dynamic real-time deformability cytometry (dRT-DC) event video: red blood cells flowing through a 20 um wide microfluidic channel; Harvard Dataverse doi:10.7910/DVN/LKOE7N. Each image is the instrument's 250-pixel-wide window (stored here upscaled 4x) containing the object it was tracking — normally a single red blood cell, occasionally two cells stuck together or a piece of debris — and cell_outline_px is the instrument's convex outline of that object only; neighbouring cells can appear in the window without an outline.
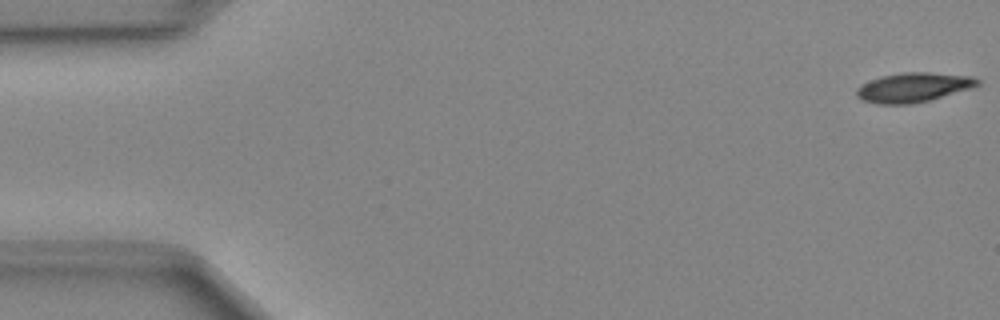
{"species": "Egyptian fruit bat (a non-hibernating species)", "species_latin": "Rousettus aegyptiacus", "temperature_condition": "cold", "stored_images_in_passage": 10, "camera_frame_rate_fps": 3000, "um_per_image_px": 0.085, "animal": {"sex": "female"}, "frame": {"image": 1, "passage_image": 1, "time_ms": 0.0, "image_size_px": [1000, 320], "cell_outline_px": [[980, 84], [968, 88], [928, 100], [912, 104], [880, 104], [864, 100], [856, 96], [856, 88], [880, 76], [904, 72], [928, 72], [972, 76], [980, 80]], "centroid_in_image_um": [77.61, 7.42], "position_along_channel_um": 7.4, "area_um2": 20.35}}